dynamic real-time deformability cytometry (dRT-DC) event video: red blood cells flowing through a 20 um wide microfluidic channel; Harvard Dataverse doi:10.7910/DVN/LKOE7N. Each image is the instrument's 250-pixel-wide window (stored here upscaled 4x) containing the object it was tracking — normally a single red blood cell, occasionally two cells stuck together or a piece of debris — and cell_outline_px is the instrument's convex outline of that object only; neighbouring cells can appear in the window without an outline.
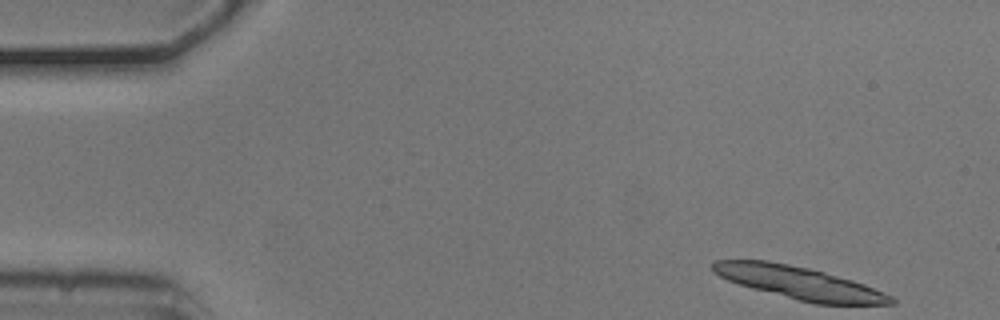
{"species": "common noctule bat (a hibernating species)", "species_latin": "Nyctalus noctula", "temperature_condition": "cold", "stored_images_in_passage": 5, "camera_frame_rate_fps": 3000, "um_per_image_px": 0.085, "animal": {"sex": "male", "body_mass_g": 20.5, "forearm_length_mm": 52.5}, "frame": {"image": 1, "passage_image": 1, "time_ms": 0.0, "image_size_px": [1000, 320], "cell_outline_px": [[896, 304], [816, 304], [752, 288], [728, 280], [712, 272], [712, 264], [716, 260], [768, 260], [808, 268], [824, 272], [852, 280], [864, 284], [884, 292], [892, 296], [896, 300]], "centroid_in_image_um": [67.95, 24.03], "position_along_channel_um": 17.1, "area_um2": 33.47}}